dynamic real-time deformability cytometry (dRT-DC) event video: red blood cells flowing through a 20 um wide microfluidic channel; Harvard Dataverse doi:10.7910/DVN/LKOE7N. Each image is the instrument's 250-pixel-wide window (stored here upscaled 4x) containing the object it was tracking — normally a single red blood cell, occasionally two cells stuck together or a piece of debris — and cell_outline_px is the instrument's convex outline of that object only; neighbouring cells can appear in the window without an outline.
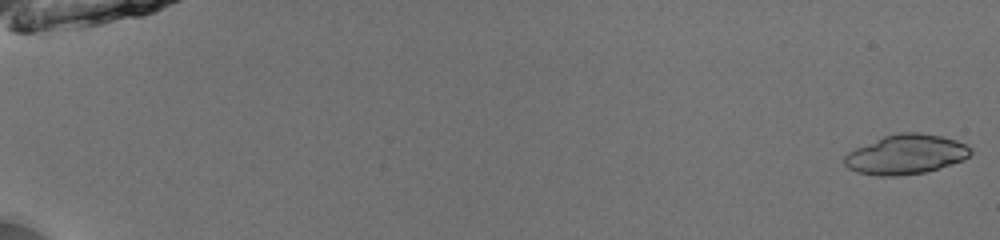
{"species": "common noctule bat (a hibernating species)", "species_latin": "Nyctalus noctula", "temperature_condition": "room temperature", "stored_images_in_passage": 52, "camera_frame_rate_fps": 3000, "um_per_image_px": 0.085, "animal": {"sex": "male", "body_mass_g": 13.0, "forearm_length_mm": 53.1}, "frame": {"image": 1, "passage_image": 1, "time_ms": 0.0, "image_size_px": [1000, 240], "cell_outline_px": [[972, 152], [964, 160], [924, 172], [896, 176], [876, 176], [856, 172], [848, 168], [844, 164], [844, 156], [848, 152], [856, 148], [884, 136], [900, 132], [920, 132], [940, 136], [956, 140], [972, 148]], "centroid_in_image_um": [76.98, 13.13], "position_along_channel_um": 8.0, "area_um2": 29.02}}
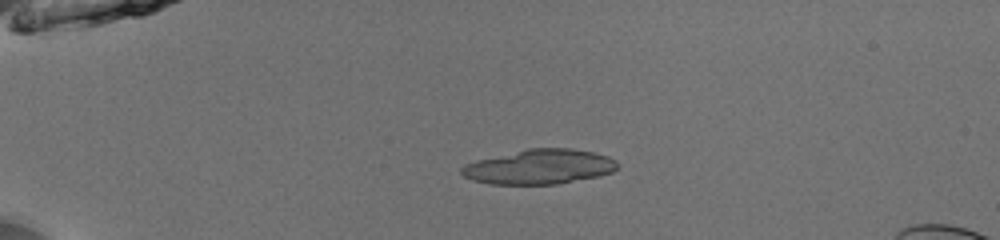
{"frame": {"image": 2, "passage_image": 14, "time_ms": 4.333, "image_size_px": [1000, 240], "cell_outline_px": [[620, 164], [612, 172], [596, 176], [556, 184], [488, 184], [472, 180], [464, 176], [460, 172], [460, 168], [464, 164], [476, 160], [528, 148], [572, 148], [596, 152], [608, 156], [616, 160]], "centroid_in_image_um": [45.84, 14.16], "position_along_channel_um": 39.2, "area_um2": 31.67}, "authors_computed_cell_mechanics": {"area_um2": 28.6977, "velocity_mm_per_s": 3.9877, "shape_relaxation_time_tau1_ms": null, "shape_relaxation_time_tau2_ms": 2.5368, "deformation_change_tau1": null, "deformation_change_tau2": 0.1188}}